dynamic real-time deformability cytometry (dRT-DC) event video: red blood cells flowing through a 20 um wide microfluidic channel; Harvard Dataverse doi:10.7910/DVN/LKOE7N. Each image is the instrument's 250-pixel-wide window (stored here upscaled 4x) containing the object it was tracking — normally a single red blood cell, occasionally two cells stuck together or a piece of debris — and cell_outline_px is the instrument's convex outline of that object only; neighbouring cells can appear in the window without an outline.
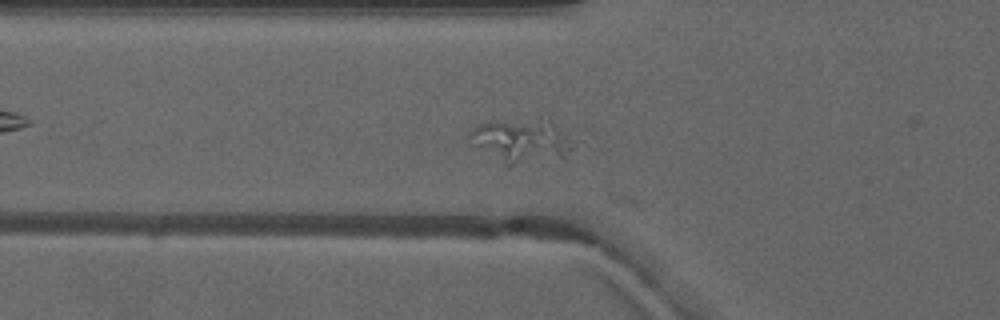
{"species": "common noctule bat (a hibernating species)", "species_latin": "Nyctalus noctula", "temperature_condition": "warm", "stored_images_in_passage": 6, "camera_frame_rate_fps": 3000, "um_per_image_px": 0.085, "animal": {"sex": "male", "forearm_length_mm": 52.5}, "frame": {"image": 1, "passage_image": 6, "time_ms": 6.333, "image_size_px": [1000, 320], "cell_outline_px": [[596, 148], [564, 156], [508, 168], [472, 144], [468, 136], [468, 132], [472, 128], [480, 124], [492, 120], [548, 120], [588, 128], [592, 132]], "centroid_in_image_um": [45.03, 11.94], "position_along_channel_um": 80.8, "area_um2": 31.5}}